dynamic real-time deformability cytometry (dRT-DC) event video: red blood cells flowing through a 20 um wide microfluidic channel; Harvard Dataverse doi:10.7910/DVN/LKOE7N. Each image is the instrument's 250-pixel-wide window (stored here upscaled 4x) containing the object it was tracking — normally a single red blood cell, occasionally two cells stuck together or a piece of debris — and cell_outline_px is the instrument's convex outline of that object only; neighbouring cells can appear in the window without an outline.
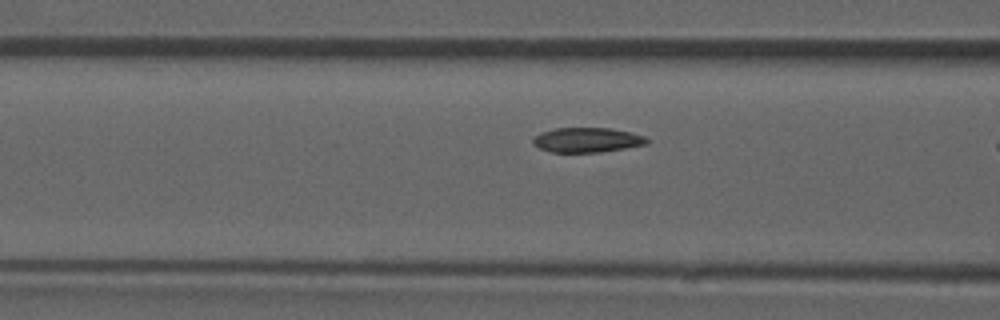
{"species": "common noctule bat (a hibernating species)", "species_latin": "Nyctalus noctula", "temperature_condition": "room temperature", "stored_images_in_passage": 9, "camera_frame_rate_fps": 3000, "um_per_image_px": 0.085, "animal": {"sex": "male", "forearm_length_mm": 52.5}, "frame": {"image": 1, "passage_image": 7, "time_ms": 2.0, "image_size_px": [1000, 320], "cell_outline_px": [[648, 144], [600, 152], [552, 152], [540, 148], [532, 144], [532, 140], [540, 132], [556, 128], [612, 128], [644, 136], [648, 140]], "centroid_in_image_um": [49.88, 11.89], "position_along_channel_um": 116.7, "area_um2": 16.3}}